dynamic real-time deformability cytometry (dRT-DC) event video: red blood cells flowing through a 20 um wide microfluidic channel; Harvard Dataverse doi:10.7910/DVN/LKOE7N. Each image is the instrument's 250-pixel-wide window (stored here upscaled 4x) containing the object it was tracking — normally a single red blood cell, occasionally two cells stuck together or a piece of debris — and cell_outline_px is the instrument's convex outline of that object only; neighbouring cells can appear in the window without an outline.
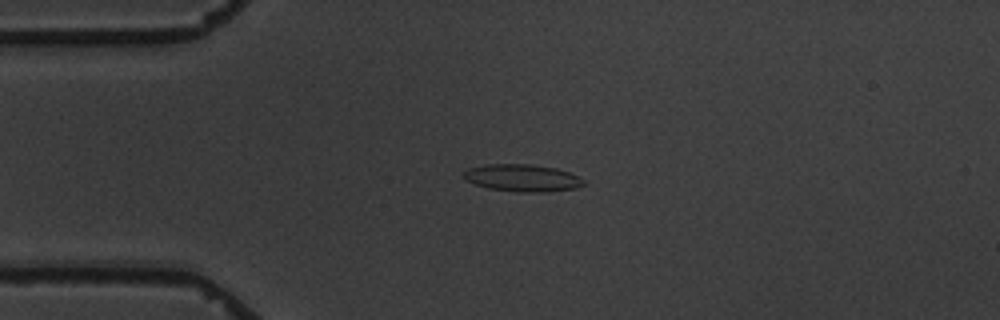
{"species": "common noctule bat (a hibernating species)", "species_latin": "Nyctalus noctula", "temperature_condition": "warm", "stored_images_in_passage": 5, "camera_frame_rate_fps": 3000, "um_per_image_px": 0.085, "animal": {"sex": "male", "body_mass_g": 19.5, "forearm_length_mm": 54.6}, "frame": {"image": 1, "passage_image": 3, "time_ms": 3.0, "image_size_px": [1000, 320], "cell_outline_px": [[588, 184], [576, 188], [548, 192], [516, 192], [488, 188], [464, 180], [464, 172], [468, 168], [484, 164], [528, 164], [556, 168], [568, 172], [584, 180]], "centroid_in_image_um": [44.4, 15.13], "position_along_channel_um": 40.6, "area_um2": 19.13}}
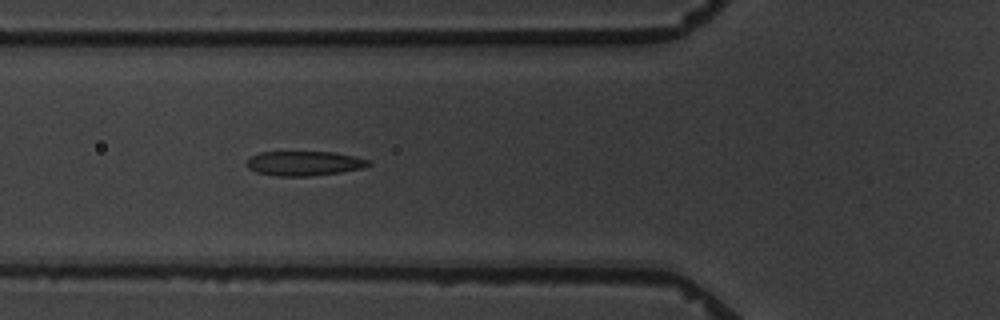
{"frame": {"image": 2, "passage_image": 5, "time_ms": 5.333, "image_size_px": [1000, 320], "cell_outline_px": [[372, 164], [364, 168], [340, 172], [308, 176], [276, 176], [256, 172], [248, 168], [244, 164], [248, 156], [260, 152], [332, 152], [372, 160]], "centroid_in_image_um": [25.82, 13.88], "position_along_channel_um": 100.0, "area_um2": 17.63}}